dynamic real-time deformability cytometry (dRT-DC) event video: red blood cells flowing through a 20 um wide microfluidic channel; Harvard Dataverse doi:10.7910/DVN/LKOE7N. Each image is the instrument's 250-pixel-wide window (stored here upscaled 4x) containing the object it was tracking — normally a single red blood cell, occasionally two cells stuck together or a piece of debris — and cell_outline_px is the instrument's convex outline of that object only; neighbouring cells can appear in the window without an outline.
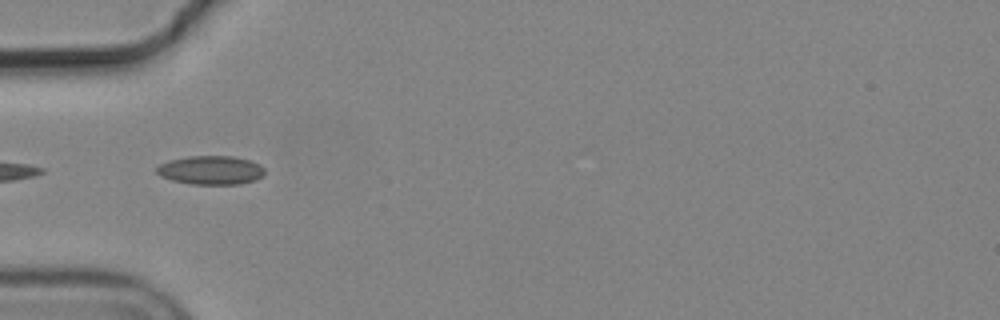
{"species": "common noctule bat (a hibernating species)", "species_latin": "Nyctalus noctula", "temperature_condition": "cold", "stored_images_in_passage": 39, "camera_frame_rate_fps": 3000, "um_per_image_px": 0.085, "animal": {"sex": "male", "body_mass_g": 19.2, "forearm_length_mm": 51.8}, "frame": {"image": 1, "passage_image": 1, "time_ms": 0.0, "image_size_px": [1000, 320], "cell_outline_px": [[264, 176], [256, 180], [240, 184], [192, 184], [172, 180], [160, 176], [156, 172], [156, 168], [160, 164], [168, 160], [188, 156], [232, 156], [252, 160], [260, 164], [264, 168]], "centroid_in_image_um": [17.94, 14.46], "position_along_channel_um": 67.1, "area_um2": 18.32}}
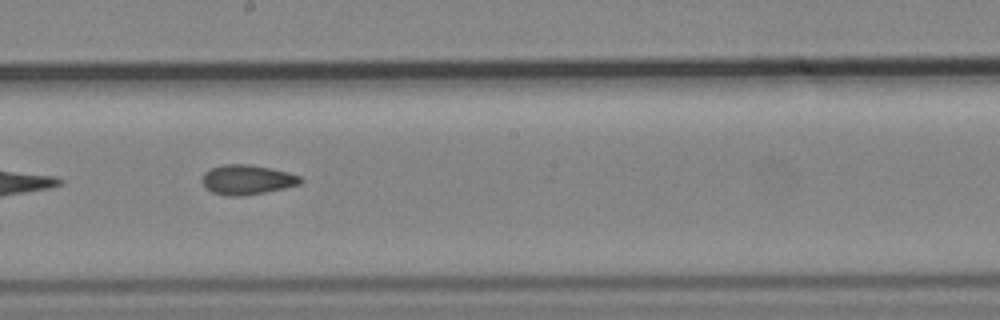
{"frame": {"image": 2, "passage_image": 14, "time_ms": 4.333, "image_size_px": [1000, 320], "cell_outline_px": [[304, 180], [300, 184], [284, 188], [264, 192], [240, 196], [228, 196], [212, 192], [204, 184], [204, 172], [212, 168], [224, 164], [248, 164], [272, 168], [288, 172], [300, 176]], "centroid_in_image_um": [21.05, 15.26], "position_along_channel_um": 227.1, "area_um2": 16.82}}
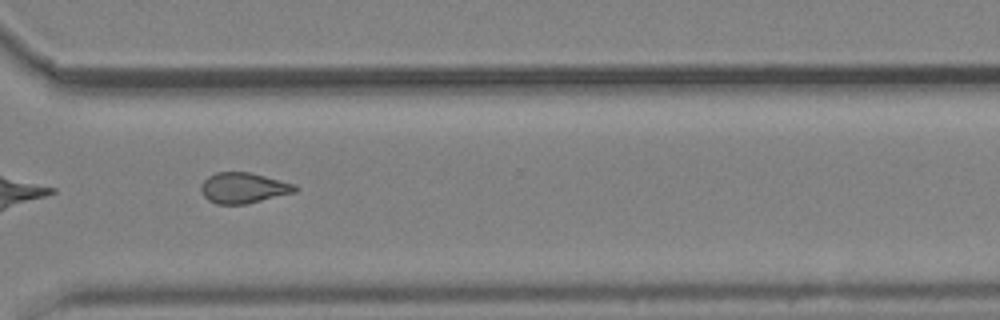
{"frame": {"image": 3, "passage_image": 24, "time_ms": 7.667, "image_size_px": [1000, 320], "cell_outline_px": [[296, 192], [244, 204], [216, 204], [208, 200], [200, 192], [200, 184], [208, 176], [216, 172], [248, 172], [296, 184]], "centroid_in_image_um": [20.64, 15.97], "position_along_channel_um": 350.0, "area_um2": 16.7}, "authors_computed_cell_mechanics": {"area_um2": 16.762, "velocity_mm_per_s": 3.6962, "shape_relaxation_time_tau1_ms": null, "shape_relaxation_time_tau2_ms": 2.7057, "deformation_change_tau1": null, "deformation_change_tau2": 0.0884}}